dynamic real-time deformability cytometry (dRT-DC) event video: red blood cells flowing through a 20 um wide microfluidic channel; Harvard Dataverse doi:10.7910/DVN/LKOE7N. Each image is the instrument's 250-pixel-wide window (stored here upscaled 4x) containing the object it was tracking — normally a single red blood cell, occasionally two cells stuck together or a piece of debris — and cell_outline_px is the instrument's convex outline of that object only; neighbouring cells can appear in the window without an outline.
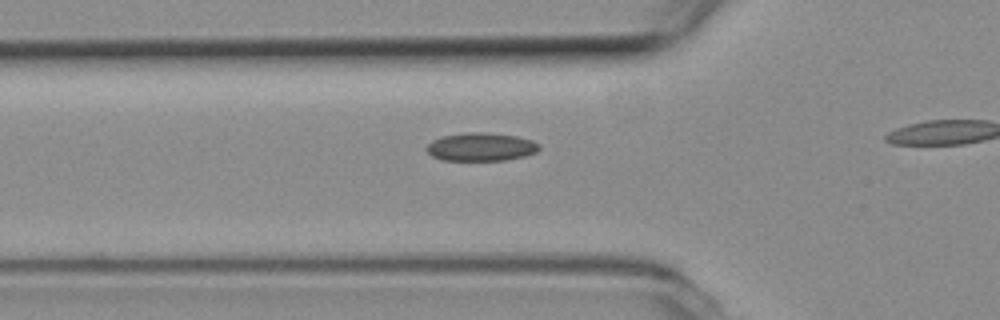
{"species": "common noctule bat (a hibernating species)", "species_latin": "Nyctalus noctula", "temperature_condition": "room temperature", "stored_images_in_passage": 17, "camera_frame_rate_fps": 3000, "um_per_image_px": 0.085, "animal": {"sex": "female", "body_mass_g": 19.3, "forearm_length_mm": 54.1}, "frame": {"image": 1, "passage_image": 12, "time_ms": 3.667, "image_size_px": [1000, 320], "cell_outline_px": [[540, 148], [536, 152], [524, 156], [508, 160], [440, 160], [432, 156], [424, 148], [432, 140], [440, 136], [464, 132], [484, 132], [516, 136], [532, 140], [540, 144]], "centroid_in_image_um": [40.85, 12.48], "position_along_channel_um": 84.9, "area_um2": 18.73}}
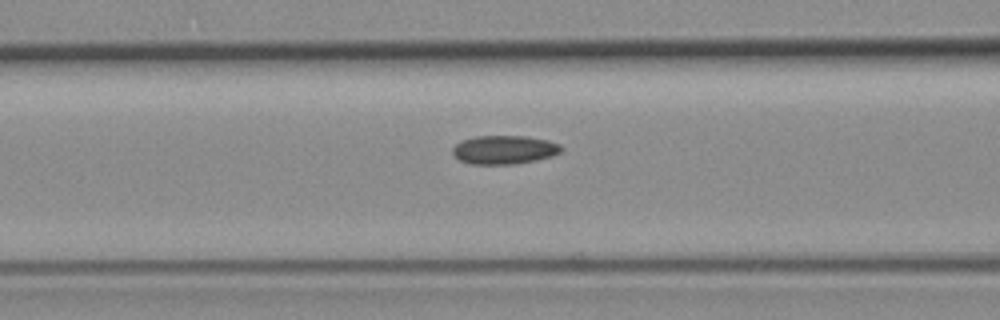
{"frame": {"image": 2, "passage_image": 15, "time_ms": 4.667, "image_size_px": [1000, 320], "cell_outline_px": [[564, 148], [560, 152], [552, 156], [536, 160], [516, 164], [468, 164], [452, 156], [452, 148], [456, 144], [464, 140], [476, 136], [524, 136], [548, 140], [560, 144]], "centroid_in_image_um": [42.86, 12.73], "position_along_channel_um": 123.7, "area_um2": 18.26}}